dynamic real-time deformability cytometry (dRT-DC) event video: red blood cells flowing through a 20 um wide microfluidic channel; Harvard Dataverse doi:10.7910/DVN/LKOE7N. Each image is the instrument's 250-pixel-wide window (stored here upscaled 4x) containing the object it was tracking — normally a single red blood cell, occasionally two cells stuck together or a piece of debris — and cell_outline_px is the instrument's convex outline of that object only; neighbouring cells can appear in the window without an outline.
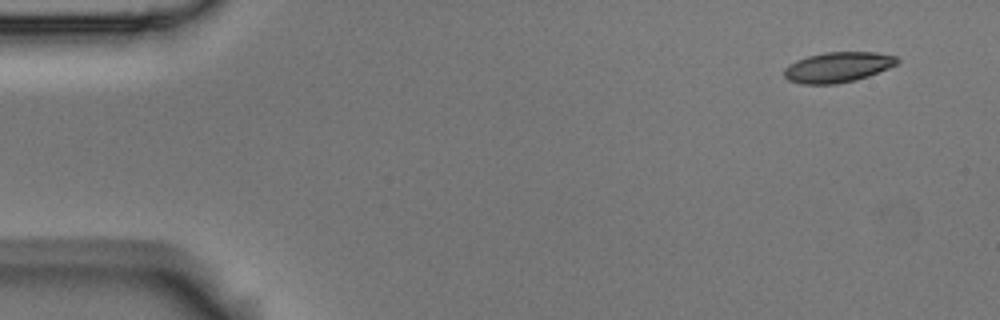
{"species": "Egyptian fruit bat (a non-hibernating species)", "species_latin": "Rousettus aegyptiacus", "temperature_condition": "room temperature", "stored_images_in_passage": 5, "camera_frame_rate_fps": 3000, "um_per_image_px": 0.085, "animal": {"sex": "male"}, "frame": {"image": 1, "passage_image": 5, "time_ms": 1.333, "image_size_px": [1000, 320], "cell_outline_px": [[900, 60], [896, 64], [888, 68], [868, 76], [856, 80], [836, 84], [800, 84], [788, 80], [784, 76], [784, 68], [788, 64], [796, 60], [808, 56], [824, 52], [876, 52], [896, 56]], "centroid_in_image_um": [71.19, 5.71], "position_along_channel_um": 13.8, "area_um2": 20.06}}